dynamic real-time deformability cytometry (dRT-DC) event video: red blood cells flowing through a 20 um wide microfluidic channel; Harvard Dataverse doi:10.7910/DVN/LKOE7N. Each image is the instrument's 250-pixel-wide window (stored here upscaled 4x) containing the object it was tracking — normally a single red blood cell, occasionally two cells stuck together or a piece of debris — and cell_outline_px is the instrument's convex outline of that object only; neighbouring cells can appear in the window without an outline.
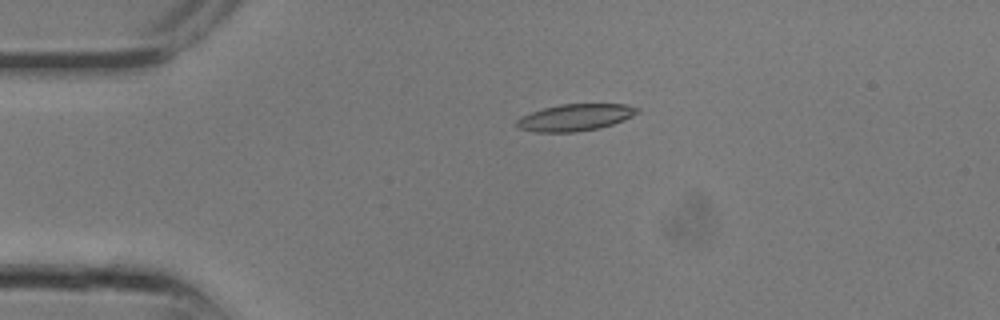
{"species": "common noctule bat (a hibernating species)", "species_latin": "Nyctalus noctula", "temperature_condition": "room temperature", "stored_images_in_passage": 13, "camera_frame_rate_fps": 3000, "um_per_image_px": 0.085, "animal": {"sex": "male", "body_mass_g": 13.3}, "frame": {"image": 1, "passage_image": 6, "time_ms": 1.667, "image_size_px": [1000, 320], "cell_outline_px": [[640, 112], [624, 120], [600, 128], [576, 132], [532, 132], [516, 128], [516, 120], [520, 116], [544, 108], [560, 104], [628, 104], [640, 108]], "centroid_in_image_um": [48.88, 9.98], "position_along_channel_um": 36.1, "area_um2": 19.07}}
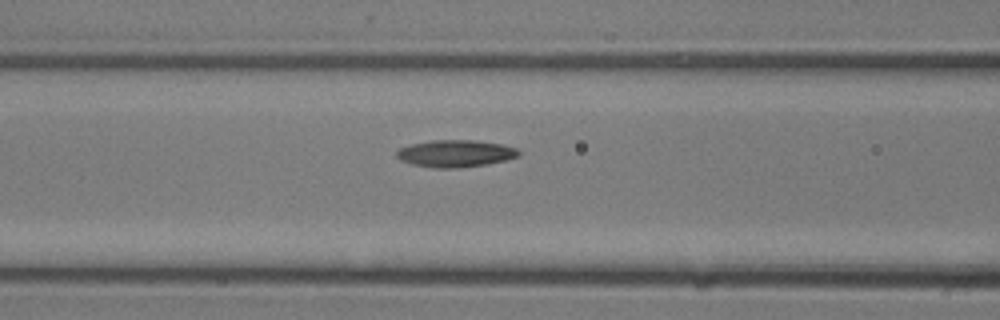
{"frame": {"image": 2, "passage_image": 11, "time_ms": 3.333, "image_size_px": [1000, 320], "cell_outline_px": [[520, 156], [508, 160], [488, 164], [460, 168], [432, 168], [412, 164], [400, 160], [396, 156], [396, 152], [400, 148], [412, 144], [432, 140], [476, 140], [504, 144], [516, 148], [520, 152]], "centroid_in_image_um": [38.75, 13.05], "position_along_channel_um": 127.8, "area_um2": 19.54}}
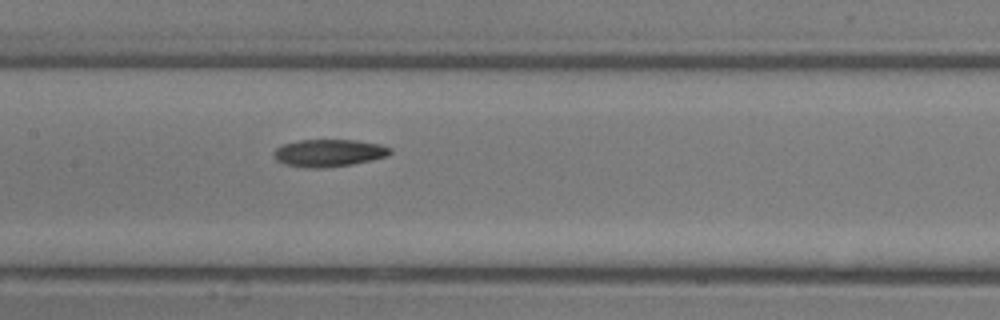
{"frame": {"image": 3, "passage_image": 13, "time_ms": 4.0, "image_size_px": [1000, 320], "cell_outline_px": [[392, 152], [388, 156], [372, 160], [352, 164], [320, 168], [304, 168], [284, 164], [276, 160], [272, 156], [272, 152], [276, 148], [284, 144], [300, 140], [356, 140], [380, 144], [392, 148]], "centroid_in_image_um": [27.94, 13.0], "position_along_channel_um": 179.5, "area_um2": 18.73}}